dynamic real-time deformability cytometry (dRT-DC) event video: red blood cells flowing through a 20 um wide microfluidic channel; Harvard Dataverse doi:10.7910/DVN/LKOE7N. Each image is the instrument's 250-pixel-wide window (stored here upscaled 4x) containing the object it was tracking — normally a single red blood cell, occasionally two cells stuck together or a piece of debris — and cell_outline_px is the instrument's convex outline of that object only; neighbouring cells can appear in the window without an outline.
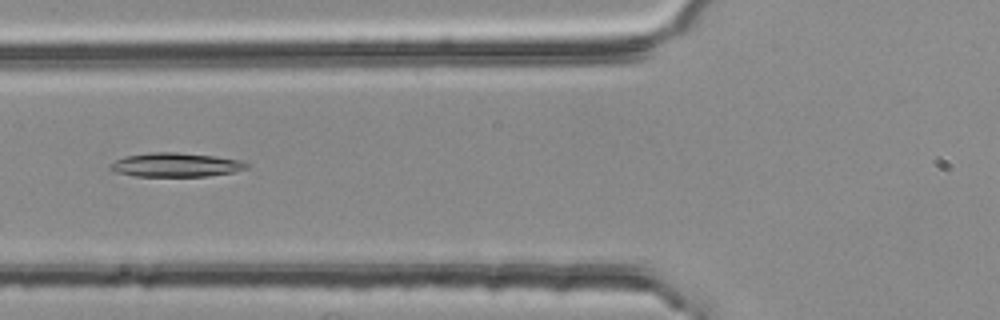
{"species": "common noctule bat (a hibernating species)", "species_latin": "Nyctalus noctula", "temperature_condition": "room temperature", "stored_images_in_passage": 6, "camera_frame_rate_fps": 3000, "um_per_image_px": 0.085, "animal": {"sex": "female", "body_mass_g": 25.1}, "frame": {"image": 1, "passage_image": 4, "time_ms": 1.0, "image_size_px": [1000, 320], "cell_outline_px": [[248, 168], [236, 172], [208, 176], [136, 176], [116, 172], [108, 168], [108, 164], [124, 156], [152, 152], [176, 152], [212, 156], [240, 160], [248, 164]], "centroid_in_image_um": [14.92, 14.01], "position_along_channel_um": 110.9, "area_um2": 19.07}}